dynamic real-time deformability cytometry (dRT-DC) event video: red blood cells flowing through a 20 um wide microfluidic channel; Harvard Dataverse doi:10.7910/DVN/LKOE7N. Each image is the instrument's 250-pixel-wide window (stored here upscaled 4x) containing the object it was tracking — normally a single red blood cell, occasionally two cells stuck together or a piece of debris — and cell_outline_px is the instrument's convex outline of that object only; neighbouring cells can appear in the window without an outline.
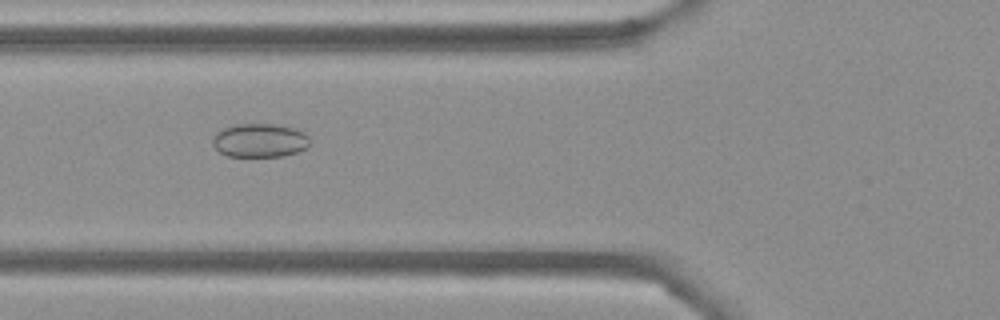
{"species": "Egyptian fruit bat (a non-hibernating species)", "species_latin": "Rousettus aegyptiacus", "temperature_condition": "cold", "stored_images_in_passage": 40, "camera_frame_rate_fps": 3000, "um_per_image_px": 0.085, "frame": {"image": 1, "passage_image": 6, "time_ms": 1.667, "image_size_px": [1000, 320], "cell_outline_px": [[312, 144], [308, 148], [284, 156], [228, 156], [220, 152], [212, 144], [212, 136], [216, 132], [232, 124], [276, 124], [296, 128], [304, 132], [312, 140]], "centroid_in_image_um": [22.12, 11.92], "position_along_channel_um": 103.7, "area_um2": 19.48}}
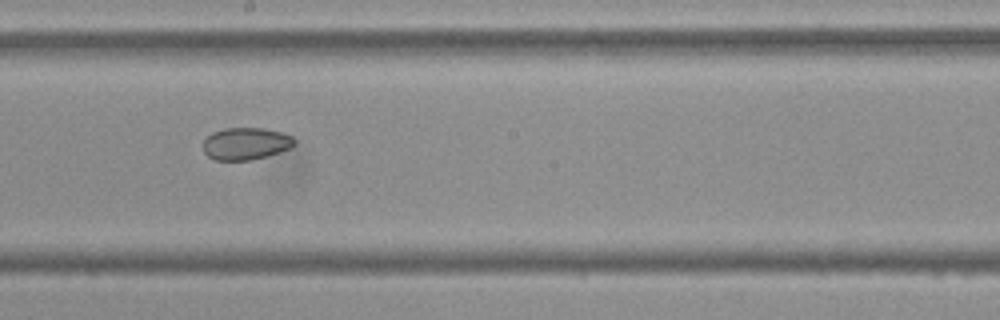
{"frame": {"image": 2, "passage_image": 16, "time_ms": 5.0, "image_size_px": [1000, 320], "cell_outline_px": [[296, 144], [288, 148], [252, 160], [216, 160], [208, 156], [204, 152], [204, 140], [212, 132], [224, 128], [264, 128], [280, 132], [292, 136], [296, 140]], "centroid_in_image_um": [20.88, 12.2], "position_along_channel_um": 227.3, "area_um2": 16.94}}
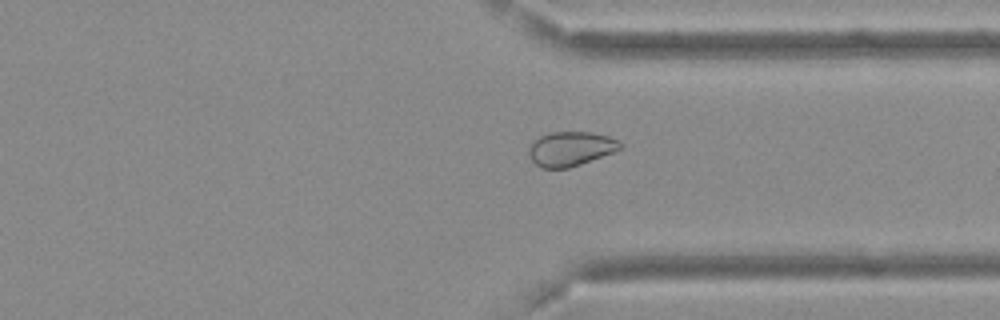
{"frame": {"image": 3, "passage_image": 27, "time_ms": 8.667, "image_size_px": [1000, 320], "cell_outline_px": [[620, 148], [612, 152], [580, 164], [568, 168], [540, 168], [532, 160], [528, 152], [528, 144], [532, 140], [540, 136], [552, 132], [592, 132], [608, 136], [620, 140]], "centroid_in_image_um": [48.44, 12.63], "position_along_channel_um": 363.0, "area_um2": 18.26}, "authors_computed_cell_mechanics": {"area_um2": 18.5538, "velocity_mm_per_s": 3.6913, "shape_relaxation_time_tau1_ms": null, "shape_relaxation_time_tau2_ms": 3.1763, "deformation_change_tau1": null, "deformation_change_tau2": 0.0511}}